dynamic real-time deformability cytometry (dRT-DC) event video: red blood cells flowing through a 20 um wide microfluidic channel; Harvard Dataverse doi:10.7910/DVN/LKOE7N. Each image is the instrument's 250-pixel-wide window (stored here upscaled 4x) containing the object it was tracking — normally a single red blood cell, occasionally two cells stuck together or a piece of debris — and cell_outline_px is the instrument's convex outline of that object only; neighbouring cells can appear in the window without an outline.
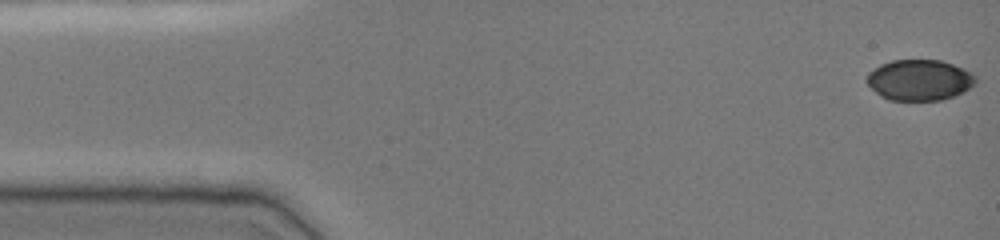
{"species": "common noctule bat (a hibernating species)", "species_latin": "Nyctalus noctula", "temperature_condition": "cold", "stored_images_in_passage": 39, "camera_frame_rate_fps": 3000, "um_per_image_px": 0.085, "animal": {"sex": "female", "body_mass_g": 19.0, "forearm_length_mm": 51.5}, "frame": {"image": 1, "passage_image": 1, "time_ms": 0.0, "image_size_px": [1000, 240], "cell_outline_px": [[976, 84], [964, 92], [940, 100], [888, 100], [880, 96], [864, 80], [868, 72], [880, 64], [892, 60], [940, 60], [964, 68], [972, 72], [976, 76]], "centroid_in_image_um": [78.15, 6.8], "position_along_channel_um": 6.8, "area_um2": 26.13}}
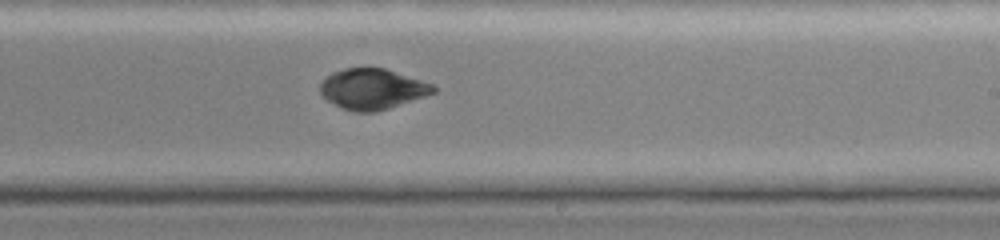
{"frame": {"image": 2, "passage_image": 19, "time_ms": 6.0, "image_size_px": [1000, 240], "cell_outline_px": [[436, 92], [376, 112], [352, 112], [340, 108], [328, 100], [320, 92], [320, 84], [332, 72], [344, 68], [384, 68], [432, 84], [436, 88]], "centroid_in_image_um": [31.62, 7.57], "position_along_channel_um": 257.4, "area_um2": 26.41}}
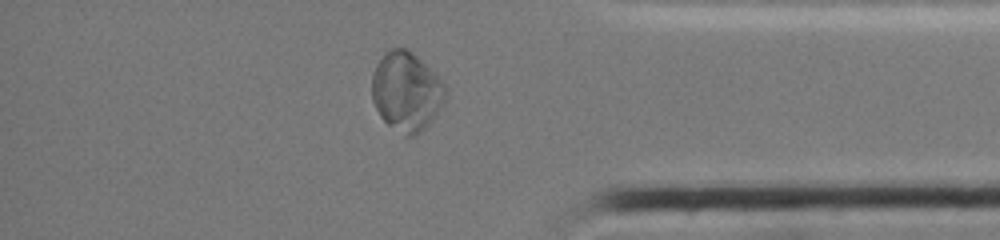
{"frame": {"image": 3, "passage_image": 31, "time_ms": 10.0, "image_size_px": [1000, 240], "cell_outline_px": [[444, 100], [440, 108], [432, 120], [416, 136], [404, 136], [388, 124], [380, 116], [372, 100], [372, 76], [376, 64], [384, 52], [392, 48], [408, 48], [444, 84]], "centroid_in_image_um": [34.5, 7.78], "position_along_channel_um": 400.7, "area_um2": 33.41}, "authors_computed_cell_mechanics": {"area_um2": 27.8596, "velocity_mm_per_s": 3.7995, "shape_relaxation_time_tau1_ms": 3.8666, "shape_relaxation_time_tau2_ms": 1.2753, "deformation_change_tau1": 0.0808, "deformation_change_tau2": 0.0317}}